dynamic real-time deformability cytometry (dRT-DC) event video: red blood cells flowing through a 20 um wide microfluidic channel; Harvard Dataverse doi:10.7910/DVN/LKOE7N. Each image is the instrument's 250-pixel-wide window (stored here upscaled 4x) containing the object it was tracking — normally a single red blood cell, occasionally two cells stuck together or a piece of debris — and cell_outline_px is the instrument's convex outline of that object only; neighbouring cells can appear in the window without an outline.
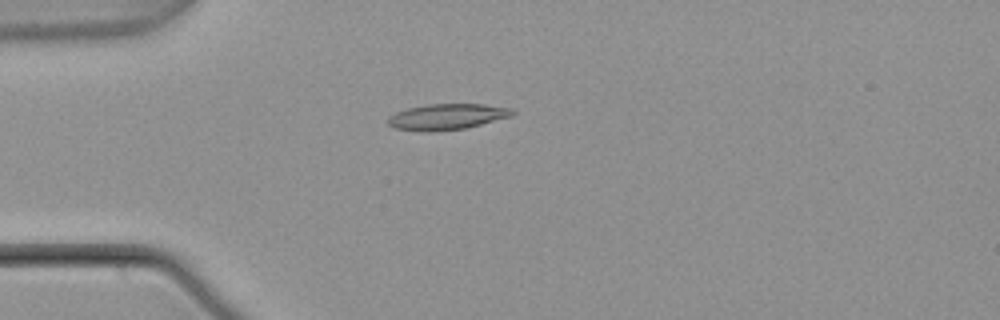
{"species": "common noctule bat (a hibernating species)", "species_latin": "Nyctalus noctula", "temperature_condition": "warm", "stored_images_in_passage": 1, "camera_frame_rate_fps": 3000, "um_per_image_px": 0.085, "animal": {"sex": "male", "body_mass_g": 21.5, "forearm_length_mm": 52.0}, "frame": {"image": 1, "passage_image": 1, "time_ms": 0.0, "image_size_px": [1000, 320], "cell_outline_px": [[516, 112], [512, 116], [464, 128], [436, 132], [424, 132], [392, 128], [388, 124], [388, 116], [396, 112], [408, 108], [428, 104], [484, 104], [512, 108]], "centroid_in_image_um": [37.97, 9.93], "position_along_channel_um": 47.0, "area_um2": 18.9}}